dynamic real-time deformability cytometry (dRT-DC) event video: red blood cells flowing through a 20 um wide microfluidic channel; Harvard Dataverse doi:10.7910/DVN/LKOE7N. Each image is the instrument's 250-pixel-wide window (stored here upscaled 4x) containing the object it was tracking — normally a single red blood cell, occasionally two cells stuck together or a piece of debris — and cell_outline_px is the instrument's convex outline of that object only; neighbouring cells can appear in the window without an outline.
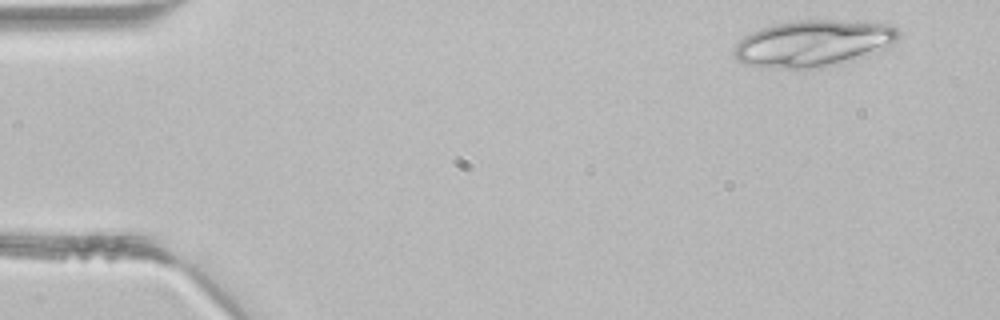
{"species": "common noctule bat (a hibernating species)", "species_latin": "Nyctalus noctula", "temperature_condition": "room temperature", "stored_images_in_passage": 3, "camera_frame_rate_fps": 3000, "um_per_image_px": 0.085, "animal": {"sex": "male", "body_mass_g": 21.5, "forearm_length_mm": 52.0}, "frame": {"image": 1, "passage_image": 1, "time_ms": 0.0, "image_size_px": [1000, 320], "cell_outline_px": [[900, 36], [892, 48], [840, 64], [804, 72], [744, 64], [736, 60], [732, 52], [736, 44], [744, 36], [752, 32], [776, 24], [800, 20], [836, 20], [892, 24], [900, 32]], "centroid_in_image_um": [69.19, 3.73], "position_along_channel_um": 15.8, "area_um2": 45.78}}